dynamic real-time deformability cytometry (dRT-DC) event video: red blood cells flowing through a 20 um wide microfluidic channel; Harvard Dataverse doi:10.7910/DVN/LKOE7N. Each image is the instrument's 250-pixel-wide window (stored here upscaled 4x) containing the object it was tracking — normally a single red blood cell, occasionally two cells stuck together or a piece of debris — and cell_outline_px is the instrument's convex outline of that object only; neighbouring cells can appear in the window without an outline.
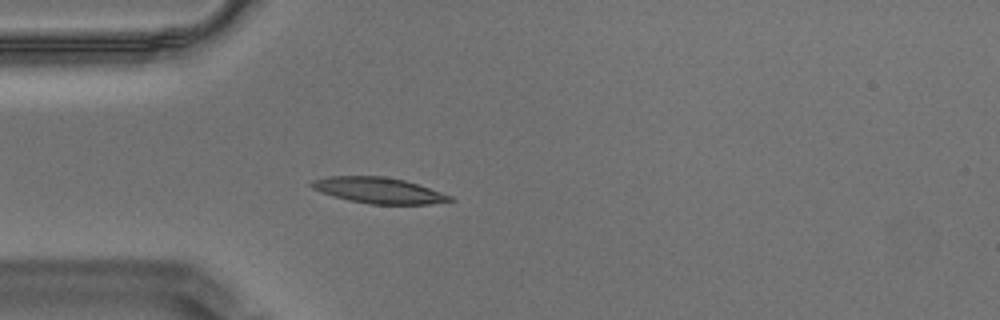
{"species": "Egyptian fruit bat (a non-hibernating species)", "species_latin": "Rousettus aegyptiacus", "temperature_condition": "warm", "stored_images_in_passage": 57, "camera_frame_rate_fps": 3000, "um_per_image_px": 0.085, "animal": {"sex": "male"}, "frame": {"image": 1, "passage_image": 15, "time_ms": 4.667, "image_size_px": [1000, 320], "cell_outline_px": [[456, 200], [428, 204], [368, 204], [348, 200], [332, 196], [320, 192], [312, 188], [308, 184], [312, 180], [328, 176], [384, 176], [404, 180], [452, 196]], "centroid_in_image_um": [32.12, 16.18], "position_along_channel_um": 52.9, "area_um2": 20.87}}
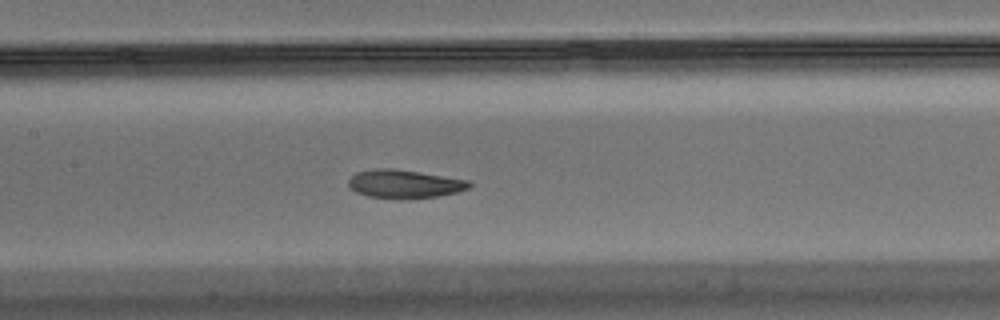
{"frame": {"image": 2, "passage_image": 26, "time_ms": 8.333, "image_size_px": [1000, 320], "cell_outline_px": [[472, 184], [468, 188], [456, 192], [436, 196], [368, 196], [356, 192], [348, 184], [348, 180], [356, 172], [372, 168], [392, 168], [468, 180]], "centroid_in_image_um": [34.34, 15.58], "position_along_channel_um": 173.1, "area_um2": 18.96}}
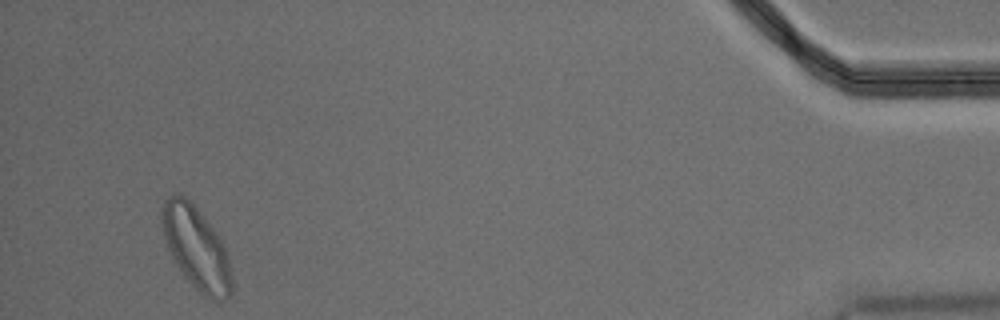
{"frame": {"image": 3, "passage_image": 54, "time_ms": 17.667, "image_size_px": [1000, 320], "cell_outline_px": [[232, 292], [224, 300], [216, 300], [204, 296], [184, 276], [172, 260], [164, 236], [160, 220], [160, 212], [164, 200], [172, 192], [176, 192], [184, 196], [196, 208], [216, 232], [228, 256], [232, 276]], "centroid_in_image_um": [16.65, 21.06], "position_along_channel_um": 418.6, "area_um2": 33.58}, "authors_computed_cell_mechanics": {"area_um2": 20.23, "velocity_mm_per_s": 3.4404, "shape_relaxation_time_tau1_ms": 4.9315, "shape_relaxation_time_tau2_ms": 2.3622, "deformation_change_tau1": 0.1651, "deformation_change_tau2": 0.0835}}